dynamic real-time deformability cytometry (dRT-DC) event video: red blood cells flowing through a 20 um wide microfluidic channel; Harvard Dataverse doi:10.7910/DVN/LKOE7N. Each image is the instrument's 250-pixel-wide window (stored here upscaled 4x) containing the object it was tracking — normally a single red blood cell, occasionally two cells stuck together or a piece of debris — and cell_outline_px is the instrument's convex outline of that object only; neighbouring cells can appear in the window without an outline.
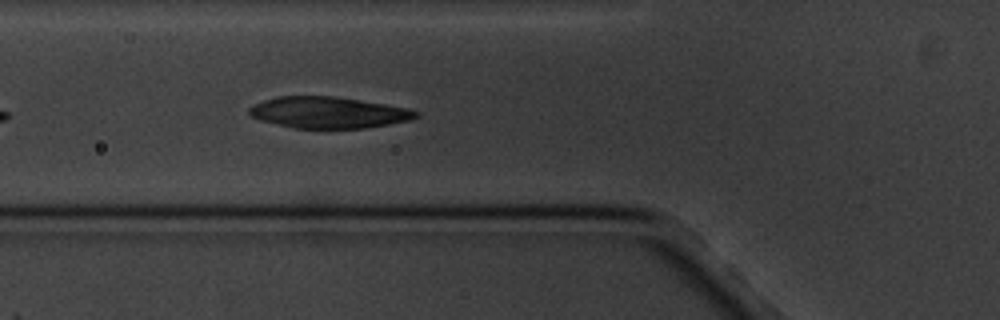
{"species": "common noctule bat (a hibernating species)", "species_latin": "Nyctalus noctula", "temperature_condition": "cold", "stored_images_in_passage": 3, "segment_of_instrument_passage": [1, 2], "camera_frame_rate_fps": 3000, "um_per_image_px": 0.085, "animal": {"sex": "male", "body_mass_g": 20.1, "forearm_length_mm": 53.5}, "frame": {"image": 1, "passage_image": 2, "time_ms": 1.0, "image_size_px": [1000, 320], "cell_outline_px": [[420, 116], [408, 120], [368, 128], [292, 128], [260, 120], [248, 116], [248, 108], [252, 104], [276, 96], [336, 96], [408, 108], [420, 112]], "centroid_in_image_um": [27.86, 9.56], "position_along_channel_um": 97.9, "area_um2": 30.63}}